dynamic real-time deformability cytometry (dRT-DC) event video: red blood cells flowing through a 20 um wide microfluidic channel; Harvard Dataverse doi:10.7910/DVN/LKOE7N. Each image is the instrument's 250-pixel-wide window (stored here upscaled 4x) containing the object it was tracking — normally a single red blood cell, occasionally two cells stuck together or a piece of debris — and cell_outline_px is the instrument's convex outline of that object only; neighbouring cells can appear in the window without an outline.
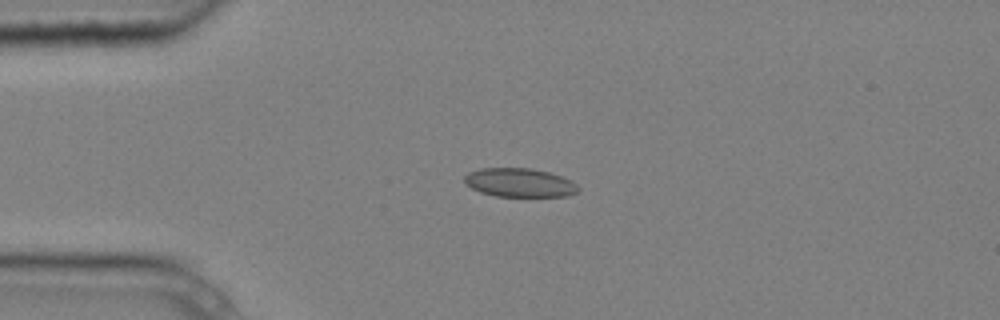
{"species": "common noctule bat (a hibernating species)", "species_latin": "Nyctalus noctula", "temperature_condition": "cold", "stored_images_in_passage": 7, "camera_frame_rate_fps": 3000, "um_per_image_px": 0.085, "animal": {"sex": "male", "body_mass_g": 20.4}, "frame": {"image": 1, "passage_image": 3, "time_ms": 0.667, "image_size_px": [1000, 320], "cell_outline_px": [[580, 188], [576, 192], [568, 196], [496, 196], [480, 192], [464, 184], [464, 176], [468, 172], [480, 168], [532, 168], [548, 172], [572, 180]], "centroid_in_image_um": [44.14, 15.52], "position_along_channel_um": 40.9, "area_um2": 19.13}}
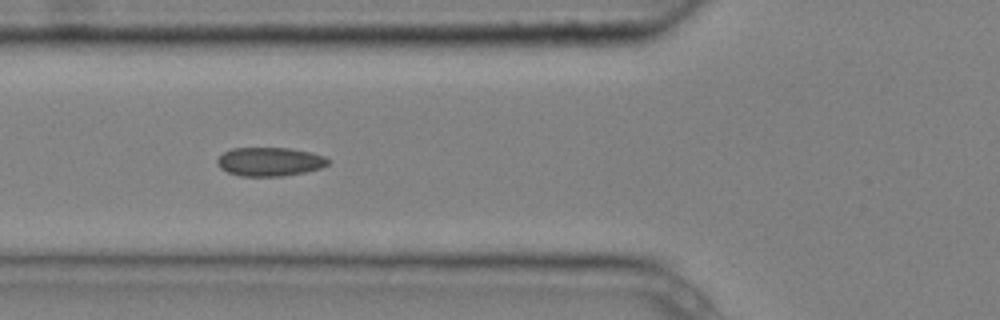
{"frame": {"image": 2, "passage_image": 5, "time_ms": 1.333, "image_size_px": [1000, 320], "cell_outline_px": [[332, 160], [328, 164], [320, 168], [304, 172], [280, 176], [240, 176], [228, 172], [220, 168], [216, 164], [216, 160], [224, 152], [232, 148], [292, 148], [312, 152], [324, 156]], "centroid_in_image_um": [22.93, 13.73], "position_along_channel_um": 102.9, "area_um2": 18.67}}
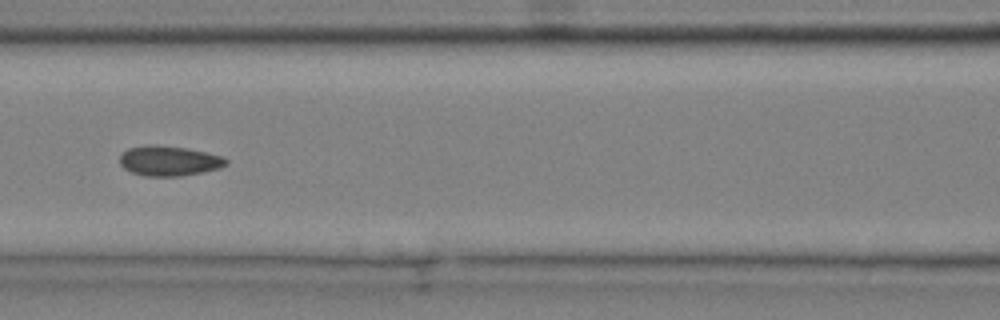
{"frame": {"image": 3, "passage_image": 6, "time_ms": 1.667, "image_size_px": [1000, 320], "cell_outline_px": [[228, 164], [220, 168], [180, 176], [144, 176], [132, 172], [124, 168], [120, 164], [120, 152], [128, 148], [148, 144], [156, 144], [188, 148], [224, 156], [228, 160]], "centroid_in_image_um": [14.36, 13.65], "position_along_channel_um": 152.2, "area_um2": 18.84}}